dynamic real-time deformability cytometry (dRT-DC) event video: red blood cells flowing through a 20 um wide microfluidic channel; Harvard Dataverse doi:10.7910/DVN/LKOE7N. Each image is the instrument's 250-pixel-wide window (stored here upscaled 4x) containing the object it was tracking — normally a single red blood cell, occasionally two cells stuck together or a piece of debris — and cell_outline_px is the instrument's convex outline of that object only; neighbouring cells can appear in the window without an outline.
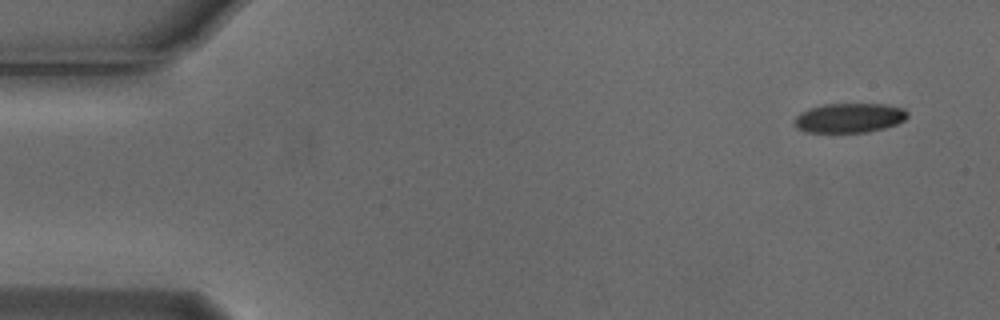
{"species": "Egyptian fruit bat (a non-hibernating species)", "species_latin": "Rousettus aegyptiacus", "temperature_condition": "cold", "stored_images_in_passage": 5, "camera_frame_rate_fps": 3000, "um_per_image_px": 0.085, "animal": {"sex": "male"}, "frame": {"image": 1, "passage_image": 1, "time_ms": 0.0, "image_size_px": [1000, 320], "cell_outline_px": [[908, 116], [904, 120], [896, 124], [884, 128], [868, 132], [808, 132], [796, 128], [792, 124], [796, 116], [800, 112], [808, 108], [824, 104], [884, 104], [904, 108], [908, 112]], "centroid_in_image_um": [72.17, 10.02], "position_along_channel_um": 12.8, "area_um2": 19.59}}
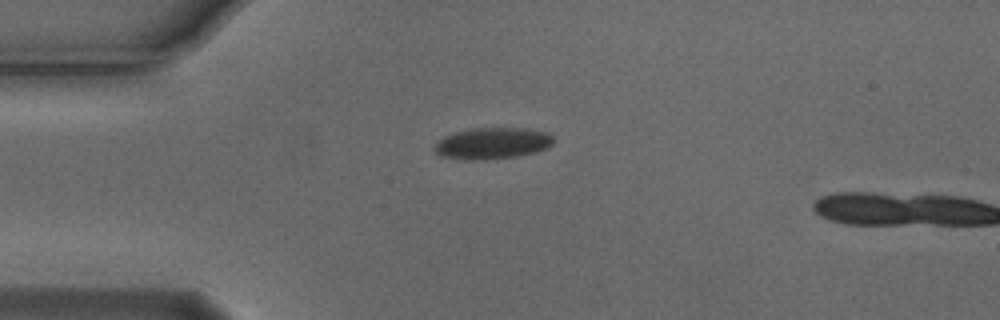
{"frame": {"image": 2, "passage_image": 4, "time_ms": 1.0, "image_size_px": [1000, 320], "cell_outline_px": [[552, 144], [548, 148], [536, 152], [516, 156], [484, 160], [468, 160], [440, 156], [432, 148], [444, 136], [456, 132], [472, 128], [524, 128], [544, 132], [552, 136]], "centroid_in_image_um": [41.83, 12.19], "position_along_channel_um": 43.2, "area_um2": 21.68}}